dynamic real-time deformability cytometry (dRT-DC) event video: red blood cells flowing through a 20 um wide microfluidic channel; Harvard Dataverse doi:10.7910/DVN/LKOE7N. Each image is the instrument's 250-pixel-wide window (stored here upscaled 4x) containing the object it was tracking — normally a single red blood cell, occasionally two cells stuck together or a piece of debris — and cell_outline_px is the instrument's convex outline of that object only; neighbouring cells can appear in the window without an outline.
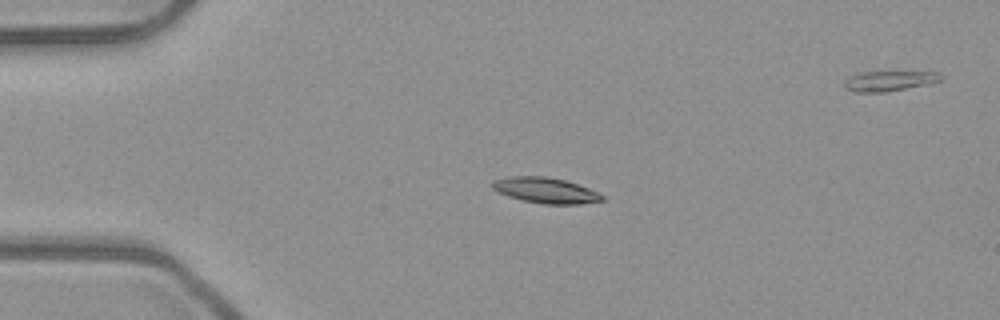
{"species": "common noctule bat (a hibernating species)", "species_latin": "Nyctalus noctula", "temperature_condition": "room temperature", "stored_images_in_passage": 31, "camera_frame_rate_fps": 3000, "um_per_image_px": 0.085, "animal": {"sex": "male", "body_mass_g": 23.1, "forearm_length_mm": 52.7}, "frame": {"image": 1, "passage_image": 3, "time_ms": 0.667, "image_size_px": [1000, 320], "cell_outline_px": [[604, 200], [580, 204], [544, 204], [524, 200], [508, 196], [492, 188], [492, 180], [508, 176], [544, 176], [564, 180], [588, 188], [604, 196]], "centroid_in_image_um": [46.35, 16.17], "position_along_channel_um": 38.6, "area_um2": 16.18}}
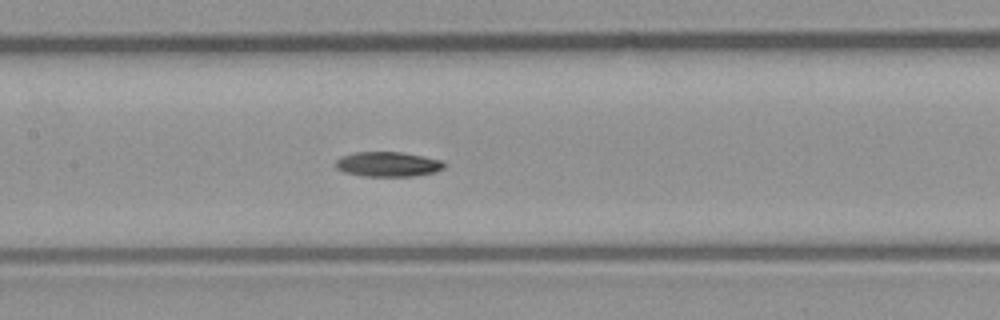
{"frame": {"image": 2, "passage_image": 16, "time_ms": 5.0, "image_size_px": [1000, 320], "cell_outline_px": [[444, 168], [436, 172], [412, 176], [360, 176], [344, 172], [336, 168], [332, 164], [340, 156], [352, 152], [404, 152], [444, 160]], "centroid_in_image_um": [32.94, 13.95], "position_along_channel_um": 174.5, "area_um2": 16.07}}
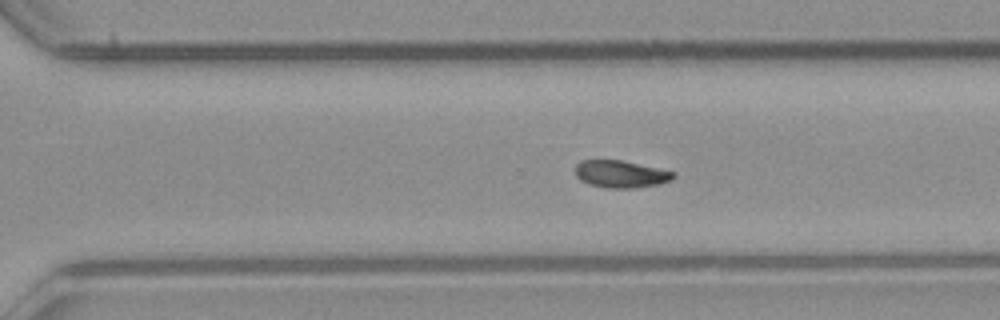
{"frame": {"image": 3, "passage_image": 27, "time_ms": 8.667, "image_size_px": [1000, 320], "cell_outline_px": [[676, 176], [672, 180], [660, 184], [632, 188], [604, 188], [588, 184], [580, 180], [576, 176], [576, 164], [580, 160], [620, 160], [676, 172]], "centroid_in_image_um": [52.76, 14.8], "position_along_channel_um": 317.8, "area_um2": 15.66}}